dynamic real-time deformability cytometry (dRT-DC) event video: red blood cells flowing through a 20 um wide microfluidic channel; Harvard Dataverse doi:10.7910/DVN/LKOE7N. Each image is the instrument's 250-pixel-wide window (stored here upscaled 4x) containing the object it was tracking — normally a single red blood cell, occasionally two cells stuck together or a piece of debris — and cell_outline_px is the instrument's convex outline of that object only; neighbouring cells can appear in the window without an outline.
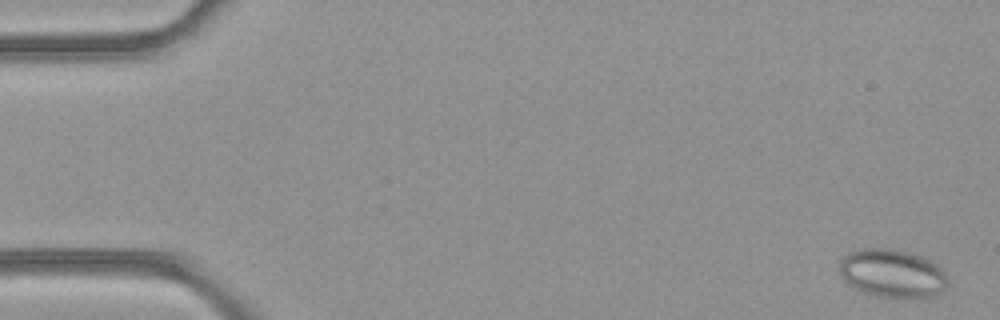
{"species": "common noctule bat (a hibernating species)", "species_latin": "Nyctalus noctula", "temperature_condition": "room temperature", "stored_images_in_passage": 4, "camera_frame_rate_fps": 3000, "um_per_image_px": 0.085, "animal": {"sex": "female", "body_mass_g": 21.9}, "frame": {"image": 1, "passage_image": 1, "time_ms": 0.0, "image_size_px": [1000, 320], "cell_outline_px": [[948, 284], [944, 292], [936, 296], [876, 296], [864, 292], [848, 284], [844, 280], [840, 272], [840, 260], [848, 252], [864, 248], [892, 248], [908, 252], [920, 256], [936, 264], [944, 272], [948, 280]], "centroid_in_image_um": [75.85, 23.22], "position_along_channel_um": 9.2, "area_um2": 30.23}}